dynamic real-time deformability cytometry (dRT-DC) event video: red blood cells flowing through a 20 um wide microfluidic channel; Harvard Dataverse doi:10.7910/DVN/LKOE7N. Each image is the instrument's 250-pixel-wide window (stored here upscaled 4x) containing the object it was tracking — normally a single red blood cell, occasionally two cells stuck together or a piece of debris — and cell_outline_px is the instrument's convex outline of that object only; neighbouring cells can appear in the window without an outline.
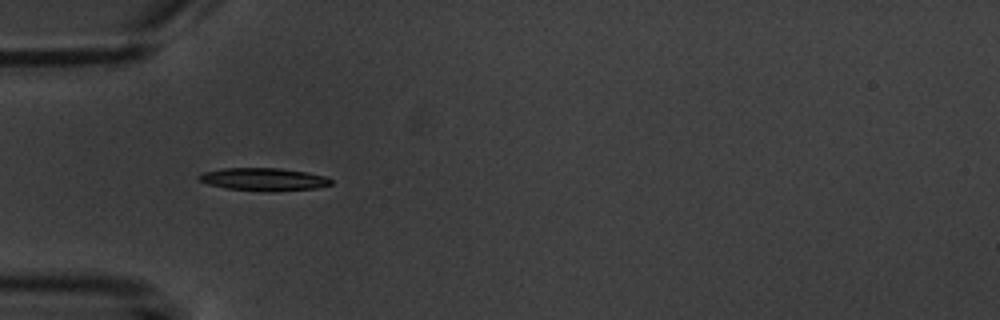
{"species": "common noctule bat (a hibernating species)", "species_latin": "Nyctalus noctula", "temperature_condition": "warm", "stored_images_in_passage": 6, "camera_frame_rate_fps": 3000, "um_per_image_px": 0.085, "animal": {"sex": "male", "body_mass_g": 20.1, "forearm_length_mm": 53.5}, "frame": {"image": 1, "passage_image": 6, "time_ms": 6.0, "image_size_px": [1000, 320], "cell_outline_px": [[332, 184], [316, 188], [268, 192], [264, 192], [224, 188], [208, 184], [196, 180], [196, 176], [204, 172], [224, 168], [280, 168], [308, 172], [324, 176], [332, 180]], "centroid_in_image_um": [22.37, 15.25], "position_along_channel_um": 62.6, "area_um2": 17.74}}